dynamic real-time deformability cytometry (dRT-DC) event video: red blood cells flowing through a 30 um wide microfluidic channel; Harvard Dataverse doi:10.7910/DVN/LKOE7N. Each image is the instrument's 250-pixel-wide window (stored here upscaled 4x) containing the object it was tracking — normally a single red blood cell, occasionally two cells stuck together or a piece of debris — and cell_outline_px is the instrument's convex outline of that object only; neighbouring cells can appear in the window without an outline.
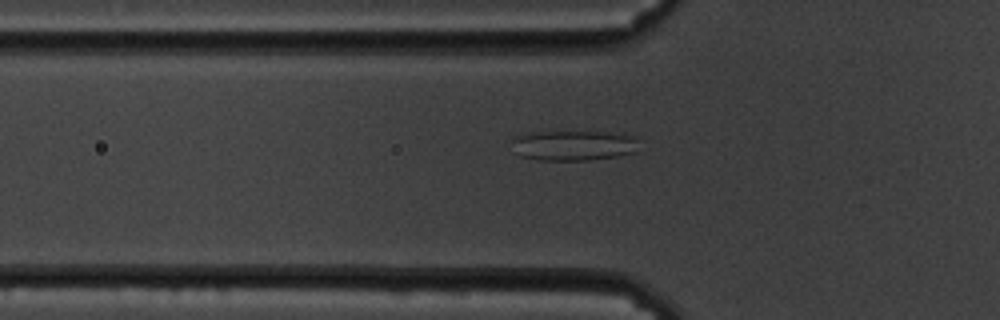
{"species": "common noctule bat (a hibernating species)", "species_latin": "Nyctalus noctula", "temperature_condition": "cold", "stored_images_in_passage": 59, "camera_frame_rate_fps": 3000, "um_per_image_px": 0.085, "animal": {"sex": "male", "body_mass_g": 19.5, "forearm_length_mm": 54.6}, "frame": {"image": 1, "passage_image": 20, "time_ms": 6.333, "image_size_px": [1000, 320], "cell_outline_px": [[636, 152], [616, 156], [588, 160], [536, 160], [520, 156], [512, 152], [512, 136], [524, 132], [624, 132], [636, 136]], "centroid_in_image_um": [48.69, 12.35], "position_along_channel_um": 77.1, "area_um2": 22.89}}
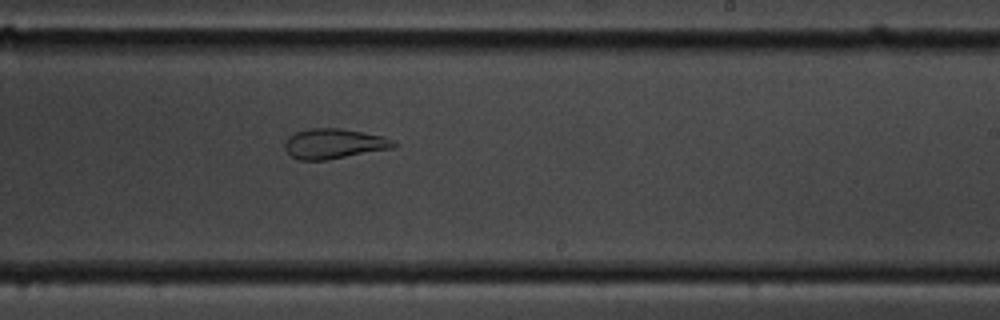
{"frame": {"image": 2, "passage_image": 36, "time_ms": 11.667, "image_size_px": [1000, 320], "cell_outline_px": [[396, 148], [328, 160], [300, 160], [292, 156], [284, 148], [284, 144], [288, 136], [296, 132], [312, 128], [340, 128], [364, 132], [380, 136], [392, 140], [396, 144]], "centroid_in_image_um": [28.39, 12.22], "position_along_channel_um": 260.6, "area_um2": 19.13}}
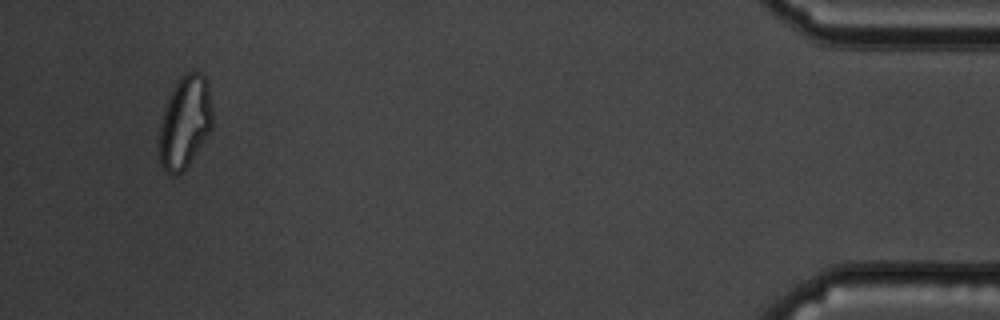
{"frame": {"image": 3, "passage_image": 56, "time_ms": 18.333, "image_size_px": [1000, 320], "cell_outline_px": [[212, 128], [184, 172], [176, 176], [168, 176], [160, 164], [160, 124], [164, 108], [168, 96], [176, 80], [184, 72], [200, 72], [204, 76], [208, 84], [212, 104]], "centroid_in_image_um": [15.71, 10.39], "position_along_channel_um": 419.5, "area_um2": 29.13}, "authors_computed_cell_mechanics": {"area_um2": 26.5302, "velocity_mm_per_s": 3.4398, "shape_relaxation_time_tau1_ms": null, "shape_relaxation_time_tau2_ms": 1.0674, "deformation_change_tau1": null, "deformation_change_tau2": 0.0587}}